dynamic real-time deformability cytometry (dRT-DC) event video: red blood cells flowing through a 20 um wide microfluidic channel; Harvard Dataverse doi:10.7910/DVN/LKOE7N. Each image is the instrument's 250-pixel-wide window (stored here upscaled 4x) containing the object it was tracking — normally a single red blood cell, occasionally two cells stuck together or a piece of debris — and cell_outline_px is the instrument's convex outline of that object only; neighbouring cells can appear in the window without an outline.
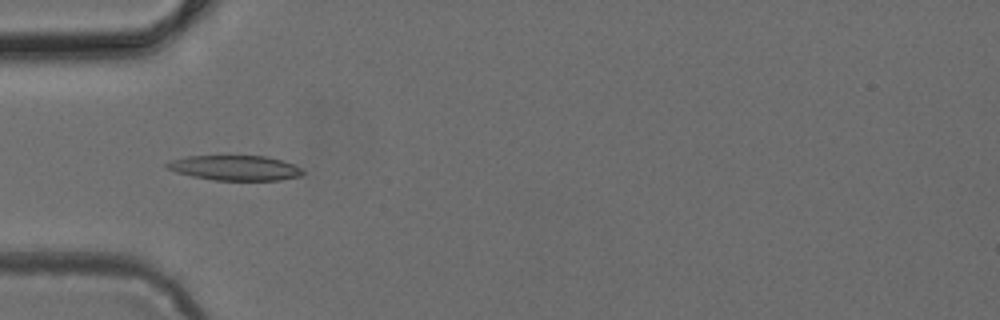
{"species": "common noctule bat (a hibernating species)", "species_latin": "Nyctalus noctula", "temperature_condition": "cold", "stored_images_in_passage": 49, "camera_frame_rate_fps": 3000, "um_per_image_px": 0.085, "animal": {"sex": "female", "body_mass_g": 24.6, "forearm_length_mm": 56.2}, "frame": {"image": 1, "passage_image": 16, "time_ms": 5.0, "image_size_px": [1000, 320], "cell_outline_px": [[304, 176], [280, 180], [212, 180], [192, 176], [176, 172], [168, 168], [164, 164], [172, 160], [188, 156], [268, 156], [292, 164], [300, 168], [304, 172]], "centroid_in_image_um": [20.0, 14.28], "position_along_channel_um": 65.0, "area_um2": 19.71}}
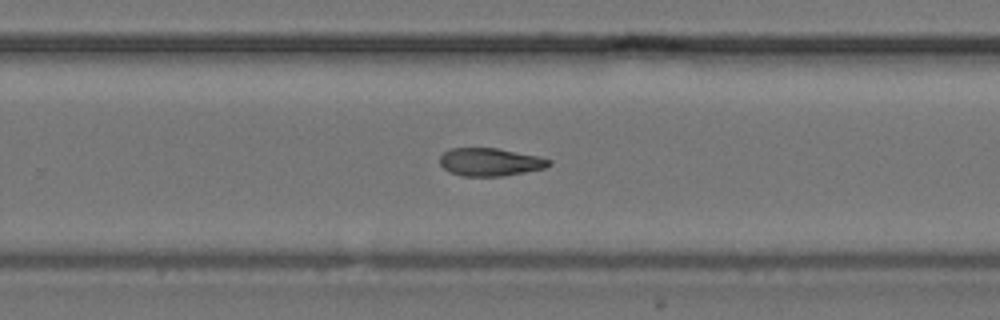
{"frame": {"image": 2, "passage_image": 32, "time_ms": 10.333, "image_size_px": [1000, 320], "cell_outline_px": [[552, 164], [544, 168], [504, 176], [464, 176], [448, 172], [440, 164], [440, 156], [448, 148], [496, 148], [536, 156], [552, 160]], "centroid_in_image_um": [41.63, 13.77], "position_along_channel_um": 288.2, "area_um2": 17.69}}
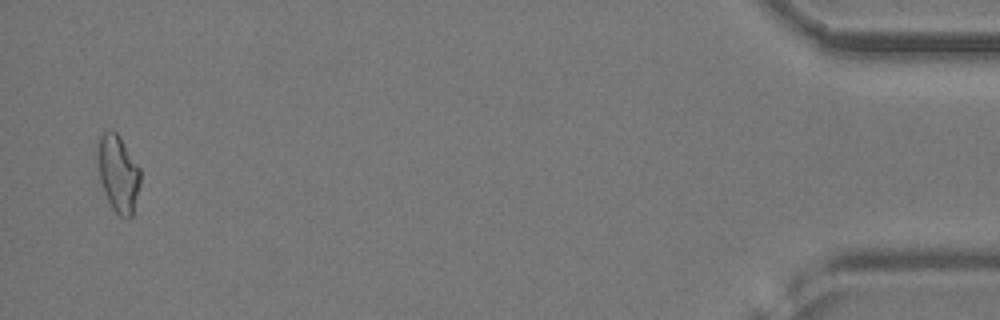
{"frame": {"image": 3, "passage_image": 48, "time_ms": 15.667, "image_size_px": [1000, 320], "cell_outline_px": [[140, 184], [132, 216], [128, 220], [120, 216], [112, 208], [104, 192], [100, 180], [96, 148], [100, 136], [108, 128], [112, 128], [120, 136], [140, 168]], "centroid_in_image_um": [10.04, 14.72], "position_along_channel_um": 425.2, "area_um2": 19.36}}